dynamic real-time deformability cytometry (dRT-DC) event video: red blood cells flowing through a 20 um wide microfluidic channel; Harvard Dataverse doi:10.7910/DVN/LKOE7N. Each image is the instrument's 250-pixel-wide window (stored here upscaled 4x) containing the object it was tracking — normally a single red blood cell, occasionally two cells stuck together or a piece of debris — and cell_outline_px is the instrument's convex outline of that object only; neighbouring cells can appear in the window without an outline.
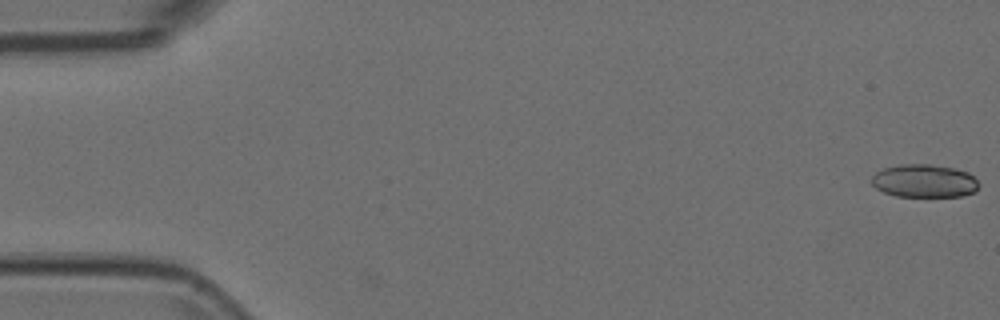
{"species": "Egyptian fruit bat (a non-hibernating species)", "species_latin": "Rousettus aegyptiacus", "temperature_condition": "room temperature", "stored_images_in_passage": 2, "camera_frame_rate_fps": 3000, "um_per_image_px": 0.085, "animal": {"sex": "female"}, "frame": {"image": 1, "passage_image": 2, "time_ms": 0.333, "image_size_px": [1000, 320], "cell_outline_px": [[980, 184], [976, 192], [960, 196], [896, 196], [884, 192], [876, 188], [872, 184], [872, 176], [876, 172], [884, 168], [900, 164], [928, 164], [956, 168], [968, 172]], "centroid_in_image_um": [78.58, 15.37], "position_along_channel_um": 6.4, "area_um2": 20.69}}